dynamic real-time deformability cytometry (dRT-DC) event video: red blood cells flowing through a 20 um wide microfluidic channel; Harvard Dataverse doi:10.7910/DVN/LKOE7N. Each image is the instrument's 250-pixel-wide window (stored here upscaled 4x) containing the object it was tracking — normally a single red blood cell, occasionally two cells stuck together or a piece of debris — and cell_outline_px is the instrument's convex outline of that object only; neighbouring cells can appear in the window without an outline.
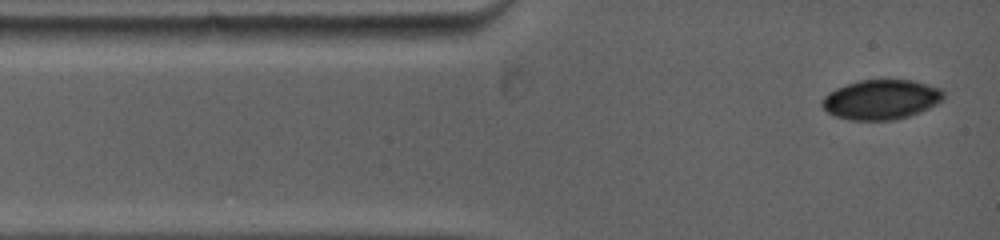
{"species": "common noctule bat (a hibernating species)", "species_latin": "Nyctalus noctula", "temperature_condition": "warm", "stored_images_in_passage": 4, "camera_frame_rate_fps": 5000, "um_per_image_px": 0.085, "animal": {"sex": "female", "body_mass_g": 19.0, "forearm_length_mm": 53.3}, "frame": {"image": 1, "passage_image": 1, "time_ms": 0.0, "image_size_px": [1000, 240], "cell_outline_px": [[944, 100], [920, 112], [908, 116], [892, 120], [852, 120], [836, 116], [828, 112], [820, 104], [824, 96], [828, 92], [836, 88], [860, 80], [912, 80], [928, 84], [940, 88], [944, 92]], "centroid_in_image_um": [74.91, 8.46], "position_along_channel_um": 10.1, "area_um2": 28.09}}